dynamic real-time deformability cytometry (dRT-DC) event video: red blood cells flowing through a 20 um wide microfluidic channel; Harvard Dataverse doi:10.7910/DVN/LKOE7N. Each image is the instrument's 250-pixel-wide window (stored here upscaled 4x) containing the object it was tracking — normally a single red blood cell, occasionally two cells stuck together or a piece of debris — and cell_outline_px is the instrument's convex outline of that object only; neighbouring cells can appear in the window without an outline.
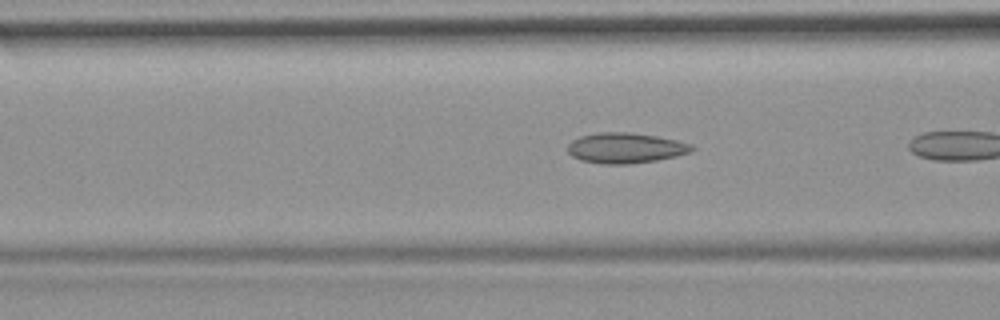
{"species": "common noctule bat (a hibernating species)", "species_latin": "Nyctalus noctula", "temperature_condition": "room temperature", "stored_images_in_passage": 5, "camera_frame_rate_fps": 3000, "um_per_image_px": 0.085, "animal": {"sex": "female", "body_mass_g": 19.9}, "frame": {"image": 1, "passage_image": 4, "time_ms": 1.0, "image_size_px": [1000, 320], "cell_outline_px": [[696, 148], [688, 152], [676, 156], [656, 160], [628, 164], [604, 164], [580, 160], [572, 156], [568, 152], [568, 144], [572, 140], [580, 136], [600, 132], [628, 132], [656, 136], [676, 140], [692, 144]], "centroid_in_image_um": [53.15, 12.57], "position_along_channel_um": 113.5, "area_um2": 21.91}}